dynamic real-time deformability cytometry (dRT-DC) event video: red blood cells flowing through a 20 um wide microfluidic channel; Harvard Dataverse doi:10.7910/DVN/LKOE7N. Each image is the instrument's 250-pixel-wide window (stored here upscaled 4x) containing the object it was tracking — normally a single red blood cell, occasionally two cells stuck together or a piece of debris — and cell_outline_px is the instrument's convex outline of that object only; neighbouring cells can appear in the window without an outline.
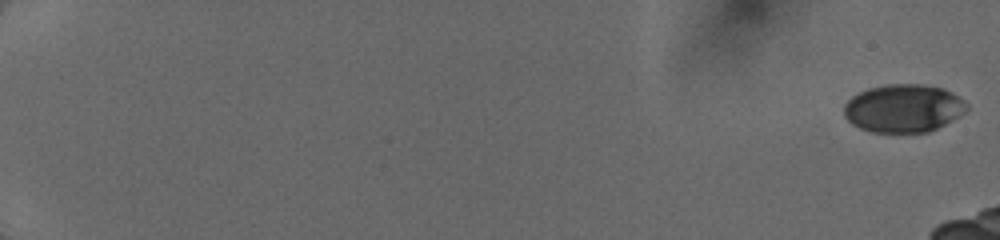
{"species": "human", "species_latin": "Homo sapiens", "temperature_condition": "cold", "stored_images_in_passage": 9, "camera_frame_rate_fps": 3000, "um_per_image_px": 0.085, "donor": {"sex": "female"}, "frame": {"image": 1, "passage_image": 1, "time_ms": 0.0, "image_size_px": [1000, 240], "cell_outline_px": [[968, 108], [964, 112], [944, 124], [928, 132], [872, 132], [860, 128], [852, 124], [844, 116], [844, 104], [852, 96], [868, 88], [888, 84], [920, 84], [944, 88], [952, 92], [964, 100], [968, 104]], "centroid_in_image_um": [76.78, 9.19], "position_along_channel_um": 8.2, "area_um2": 34.28}}